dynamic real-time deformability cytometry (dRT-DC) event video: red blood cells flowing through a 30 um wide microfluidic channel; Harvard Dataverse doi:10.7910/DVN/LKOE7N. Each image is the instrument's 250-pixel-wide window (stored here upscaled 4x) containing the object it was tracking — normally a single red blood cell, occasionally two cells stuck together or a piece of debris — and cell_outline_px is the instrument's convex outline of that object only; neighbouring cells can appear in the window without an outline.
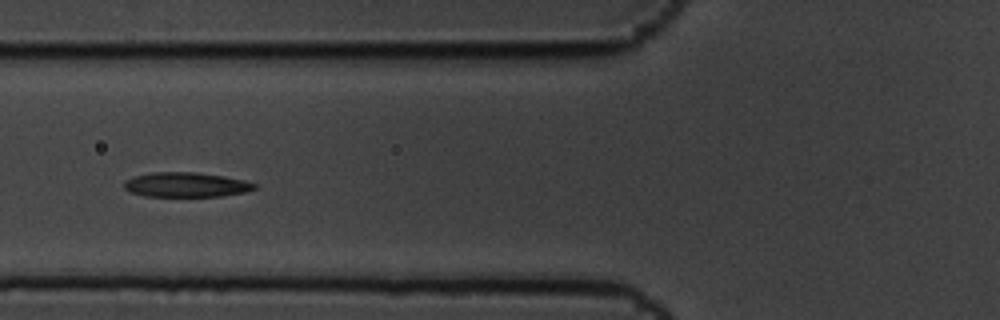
{"species": "common noctule bat (a hibernating species)", "species_latin": "Nyctalus noctula", "temperature_condition": "cold", "stored_images_in_passage": 8, "camera_frame_rate_fps": 3000, "um_per_image_px": 0.085, "animal": {"sex": "male", "body_mass_g": 19.5, "forearm_length_mm": 54.6}, "frame": {"image": 1, "passage_image": 7, "time_ms": 2.0, "image_size_px": [1000, 320], "cell_outline_px": [[256, 188], [244, 192], [220, 196], [144, 196], [132, 192], [124, 188], [124, 180], [132, 176], [152, 172], [196, 172], [224, 176], [244, 180], [256, 184]], "centroid_in_image_um": [15.78, 15.69], "position_along_channel_um": 110.0, "area_um2": 18.73}}
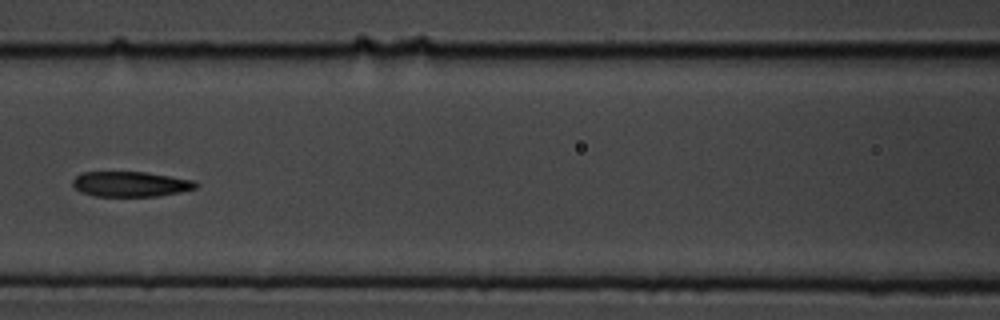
{"frame": {"image": 2, "passage_image": 8, "time_ms": 2.333, "image_size_px": [1000, 320], "cell_outline_px": [[200, 184], [196, 188], [180, 192], [156, 196], [96, 196], [80, 192], [72, 184], [72, 180], [76, 176], [84, 172], [144, 172], [196, 180]], "centroid_in_image_um": [11.13, 15.64], "position_along_channel_um": 155.5, "area_um2": 18.09}}